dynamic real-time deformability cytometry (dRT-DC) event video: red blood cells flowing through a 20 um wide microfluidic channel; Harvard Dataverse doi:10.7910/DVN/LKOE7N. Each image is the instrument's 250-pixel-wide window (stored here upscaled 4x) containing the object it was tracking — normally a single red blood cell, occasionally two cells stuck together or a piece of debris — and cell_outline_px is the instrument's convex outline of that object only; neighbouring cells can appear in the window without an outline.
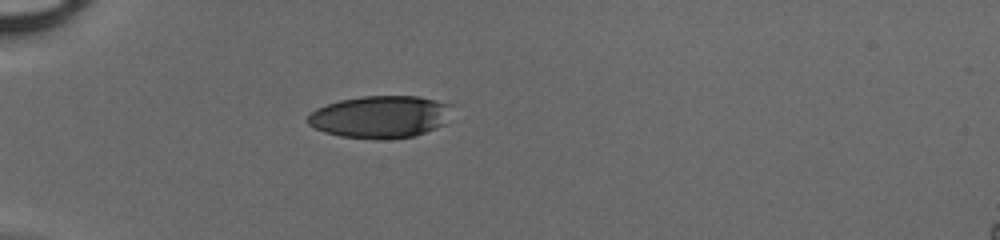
{"species": "human", "species_latin": "Homo sapiens", "temperature_condition": "cold", "stored_images_in_passage": 34, "camera_frame_rate_fps": 3000, "um_per_image_px": 0.085, "donor": {"sex": "male"}, "frame": {"image": 1, "passage_image": 1, "time_ms": 0.0, "image_size_px": [1000, 240], "cell_outline_px": [[452, 104], [444, 124], [436, 128], [416, 136], [388, 140], [376, 140], [340, 136], [324, 132], [308, 124], [304, 120], [316, 108], [340, 100], [360, 96], [420, 96]], "centroid_in_image_um": [32.31, 9.94], "position_along_channel_um": 52.7, "area_um2": 35.89}}
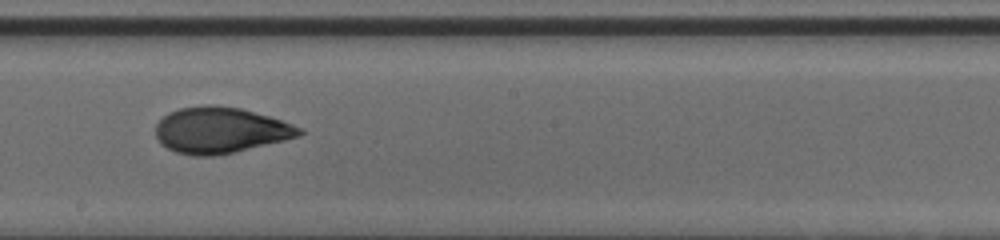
{"frame": {"image": 2, "passage_image": 15, "time_ms": 4.667, "image_size_px": [1000, 240], "cell_outline_px": [[304, 132], [296, 136], [284, 140], [216, 156], [192, 156], [176, 152], [160, 144], [156, 136], [156, 124], [168, 112], [180, 108], [204, 104], [212, 104], [240, 108], [268, 116], [292, 124], [300, 128]], "centroid_in_image_um": [18.67, 11.06], "position_along_channel_um": 229.5, "area_um2": 38.32}}
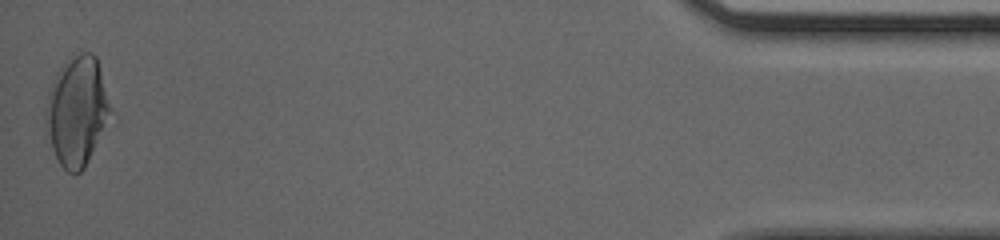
{"frame": {"image": 3, "passage_image": 34, "time_ms": 11.0, "image_size_px": [1000, 240], "cell_outline_px": [[112, 108], [88, 160], [84, 168], [80, 172], [72, 176], [60, 164], [52, 148], [44, 124], [44, 112], [48, 92], [56, 72], [68, 56], [72, 52], [92, 52], [96, 56]], "centroid_in_image_um": [6.49, 9.37], "position_along_channel_um": 428.7, "area_um2": 41.21}}